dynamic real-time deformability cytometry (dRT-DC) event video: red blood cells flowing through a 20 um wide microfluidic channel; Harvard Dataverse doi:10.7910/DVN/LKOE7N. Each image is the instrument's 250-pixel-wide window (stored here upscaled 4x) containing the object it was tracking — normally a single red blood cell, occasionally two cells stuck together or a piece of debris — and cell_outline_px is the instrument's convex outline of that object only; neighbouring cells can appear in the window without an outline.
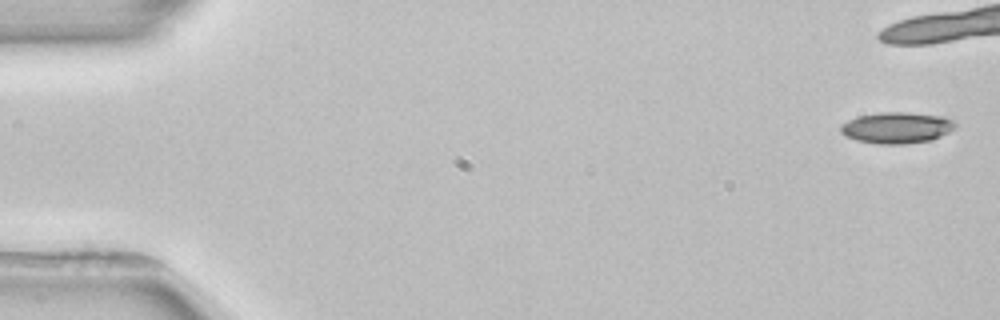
{"species": "common noctule bat (a hibernating species)", "species_latin": "Nyctalus noctula", "temperature_condition": "room temperature", "stored_images_in_passage": 7, "camera_frame_rate_fps": 3000, "um_per_image_px": 0.085, "animal": {"sex": "female", "body_mass_g": 22.7, "forearm_length_mm": 54.2}, "frame": {"image": 1, "passage_image": 1, "time_ms": 0.0, "image_size_px": [1000, 320], "cell_outline_px": [[956, 128], [932, 140], [904, 144], [876, 144], [856, 140], [840, 132], [840, 124], [856, 116], [876, 112], [908, 112], [944, 116], [952, 120], [956, 124]], "centroid_in_image_um": [76.21, 10.84], "position_along_channel_um": 8.8, "area_um2": 21.1}}